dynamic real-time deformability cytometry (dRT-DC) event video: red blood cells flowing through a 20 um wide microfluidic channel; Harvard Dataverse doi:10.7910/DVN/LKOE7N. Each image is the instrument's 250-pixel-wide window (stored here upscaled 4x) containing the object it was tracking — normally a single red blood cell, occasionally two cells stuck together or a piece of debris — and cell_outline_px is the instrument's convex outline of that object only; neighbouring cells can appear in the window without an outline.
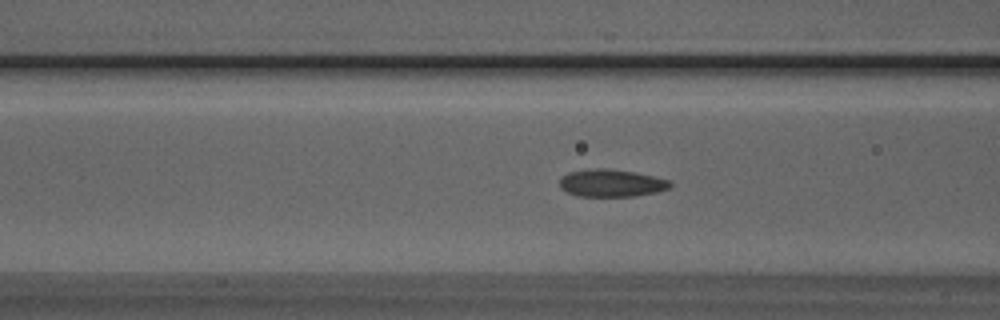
{"species": "Egyptian fruit bat (a non-hibernating species)", "species_latin": "Rousettus aegyptiacus", "temperature_condition": "room temperature", "stored_images_in_passage": 43, "camera_frame_rate_fps": 3000, "um_per_image_px": 0.085, "animal": {"sex": "male"}, "frame": {"image": 1, "passage_image": 19, "time_ms": 6.0, "image_size_px": [1000, 320], "cell_outline_px": [[672, 188], [656, 192], [636, 196], [576, 196], [560, 188], [560, 176], [568, 172], [592, 168], [608, 168], [636, 172], [668, 180], [672, 184]], "centroid_in_image_um": [51.95, 15.55], "position_along_channel_um": 114.6, "area_um2": 17.86}}
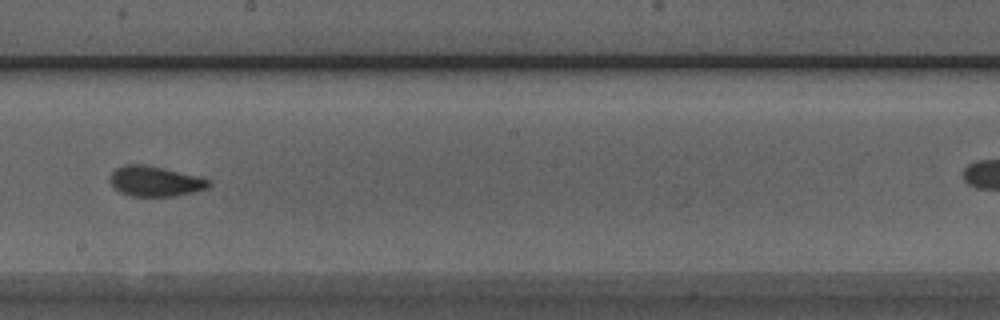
{"frame": {"image": 2, "passage_image": 28, "time_ms": 9.0, "image_size_px": [1000, 320], "cell_outline_px": [[212, 184], [208, 188], [192, 192], [172, 196], [132, 196], [120, 192], [112, 184], [112, 172], [116, 168], [124, 164], [144, 164], [200, 176], [212, 180]], "centroid_in_image_um": [13.24, 15.4], "position_along_channel_um": 235.0, "area_um2": 17.28}}
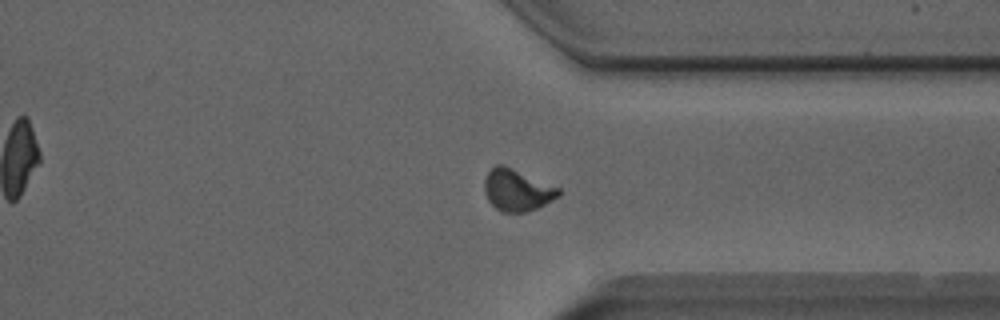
{"frame": {"image": 3, "passage_image": 38, "time_ms": 12.333, "image_size_px": [1000, 320], "cell_outline_px": [[560, 196], [536, 208], [524, 212], [500, 212], [488, 200], [484, 192], [484, 180], [488, 172], [496, 164], [504, 164], [560, 188]], "centroid_in_image_um": [43.93, 16.15], "position_along_channel_um": 367.5, "area_um2": 18.03}, "authors_computed_cell_mechanics": {"area_um2": 17.5712, "velocity_mm_per_s": 4.0138, "shape_relaxation_time_tau1_ms": 3.8585, "shape_relaxation_time_tau2_ms": 1.2424, "deformation_change_tau1": 0.1428, "deformation_change_tau2": 0.0784}}